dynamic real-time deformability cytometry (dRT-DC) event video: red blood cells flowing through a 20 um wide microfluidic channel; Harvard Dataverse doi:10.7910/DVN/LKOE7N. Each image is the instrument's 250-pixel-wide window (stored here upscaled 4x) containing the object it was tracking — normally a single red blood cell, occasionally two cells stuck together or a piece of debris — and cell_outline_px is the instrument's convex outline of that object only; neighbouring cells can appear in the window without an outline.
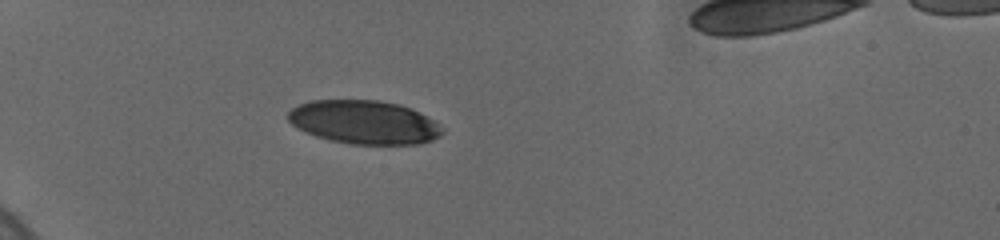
{"species": "human", "species_latin": "Homo sapiens", "temperature_condition": "cold", "stored_images_in_passage": 36, "camera_frame_rate_fps": 3000, "um_per_image_px": 0.085, "donor": {"sex": "female"}, "frame": {"image": 1, "passage_image": 21, "time_ms": 6.333, "image_size_px": [1000, 240], "cell_outline_px": [[444, 132], [440, 136], [432, 140], [420, 144], [352, 144], [332, 140], [316, 136], [292, 124], [288, 120], [288, 112], [292, 108], [300, 104], [312, 100], [380, 100], [400, 104], [412, 108], [436, 120], [444, 128]], "centroid_in_image_um": [31.03, 10.38], "position_along_channel_um": 54.0, "area_um2": 39.3}}
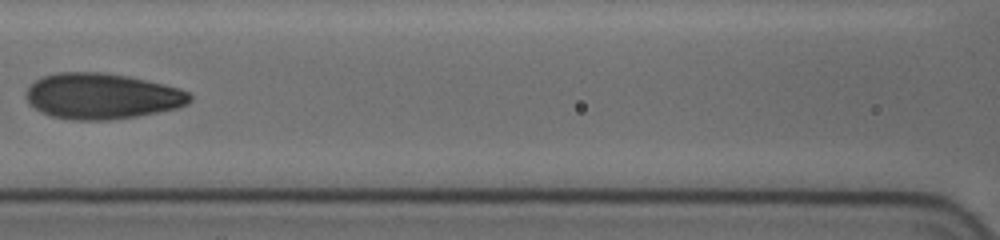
{"frame": {"image": 2, "passage_image": 30, "time_ms": 10.0, "image_size_px": [1000, 240], "cell_outline_px": [[192, 100], [188, 104], [176, 108], [136, 116], [108, 120], [72, 120], [52, 116], [40, 112], [28, 104], [24, 96], [28, 88], [36, 80], [44, 76], [56, 72], [100, 72], [128, 76], [164, 84], [180, 88], [188, 92], [192, 96]], "centroid_in_image_um": [8.64, 8.17], "position_along_channel_um": 158.0, "area_um2": 43.81}}
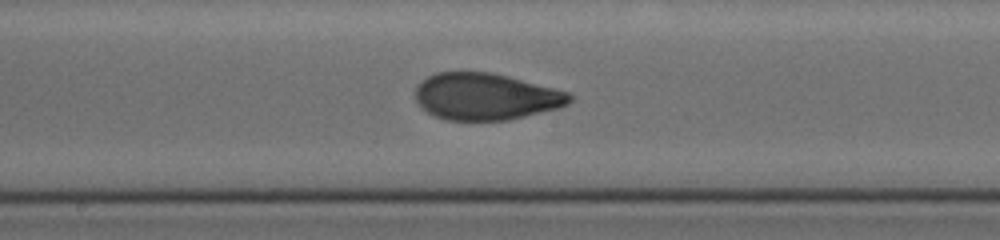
{"frame": {"image": 3, "passage_image": 34, "time_ms": 11.333, "image_size_px": [1000, 240], "cell_outline_px": [[572, 100], [568, 104], [560, 108], [508, 120], [448, 120], [436, 116], [420, 108], [416, 100], [416, 88], [428, 76], [436, 72], [492, 72], [508, 76], [568, 92], [572, 96]], "centroid_in_image_um": [41.3, 8.21], "position_along_channel_um": 206.9, "area_um2": 41.91}}